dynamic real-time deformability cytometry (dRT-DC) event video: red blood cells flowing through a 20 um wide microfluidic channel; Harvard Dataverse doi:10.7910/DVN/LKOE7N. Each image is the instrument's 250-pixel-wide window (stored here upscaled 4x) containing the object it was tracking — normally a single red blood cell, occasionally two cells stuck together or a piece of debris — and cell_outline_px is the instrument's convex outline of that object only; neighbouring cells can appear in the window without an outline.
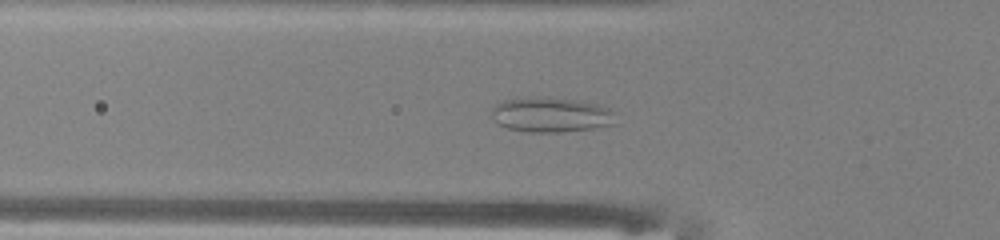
{"species": "common noctule bat (a hibernating species)", "species_latin": "Nyctalus noctula", "temperature_condition": "warm", "stored_images_in_passage": 49, "camera_frame_rate_fps": 3000, "um_per_image_px": 0.085, "animal": {"sex": "male", "body_mass_g": 13.0, "forearm_length_mm": 53.1}, "frame": {"image": 1, "passage_image": 15, "time_ms": 4.667, "image_size_px": [1000, 240], "cell_outline_px": [[616, 124], [596, 128], [560, 132], [528, 132], [508, 128], [500, 124], [492, 116], [492, 108], [500, 100], [528, 96], [576, 100], [596, 104], [608, 108], [612, 112]], "centroid_in_image_um": [46.81, 9.75], "position_along_channel_um": 79.0, "area_um2": 25.2}}
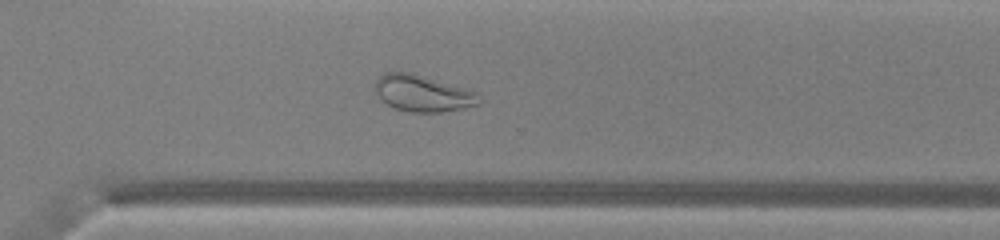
{"frame": {"image": 2, "passage_image": 34, "time_ms": 11.0, "image_size_px": [1000, 240], "cell_outline_px": [[484, 100], [480, 104], [464, 108], [440, 112], [412, 112], [396, 108], [388, 104], [372, 88], [376, 80], [384, 72], [412, 72], [472, 88]], "centroid_in_image_um": [36.02, 7.91], "position_along_channel_um": 334.6, "area_um2": 22.66}}
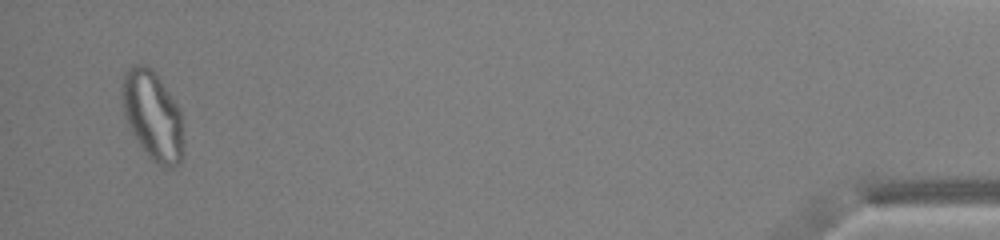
{"frame": {"image": 3, "passage_image": 47, "time_ms": 15.333, "image_size_px": [1000, 240], "cell_outline_px": [[184, 144], [180, 160], [172, 168], [164, 168], [156, 164], [148, 156], [136, 140], [132, 132], [124, 112], [124, 72], [128, 68], [136, 64], [144, 64], [152, 68], [156, 72], [176, 104], [180, 112], [184, 140]], "centroid_in_image_um": [13.01, 9.85], "position_along_channel_um": 422.2, "area_um2": 31.39}}